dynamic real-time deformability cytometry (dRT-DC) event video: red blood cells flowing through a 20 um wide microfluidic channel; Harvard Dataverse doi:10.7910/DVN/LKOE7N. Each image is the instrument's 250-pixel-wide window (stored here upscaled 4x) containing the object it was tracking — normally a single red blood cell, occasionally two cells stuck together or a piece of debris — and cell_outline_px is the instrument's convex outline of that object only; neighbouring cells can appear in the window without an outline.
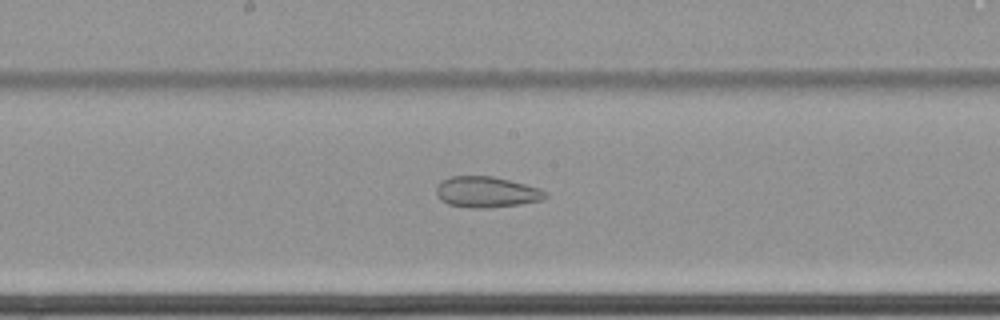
{"species": "common noctule bat (a hibernating species)", "species_latin": "Nyctalus noctula", "temperature_condition": "cold", "stored_images_in_passage": 64, "camera_frame_rate_fps": 3000, "um_per_image_px": 0.085, "animal": {"sex": "female", "body_mass_g": 22.7, "forearm_length_mm": 54.2}, "frame": {"image": 1, "passage_image": 37, "time_ms": 12.0, "image_size_px": [1000, 320], "cell_outline_px": [[548, 196], [544, 200], [520, 204], [488, 208], [472, 208], [448, 204], [440, 200], [436, 196], [436, 188], [444, 180], [452, 176], [492, 176], [540, 188], [548, 192]], "centroid_in_image_um": [41.38, 16.33], "position_along_channel_um": 206.8, "area_um2": 19.65}}
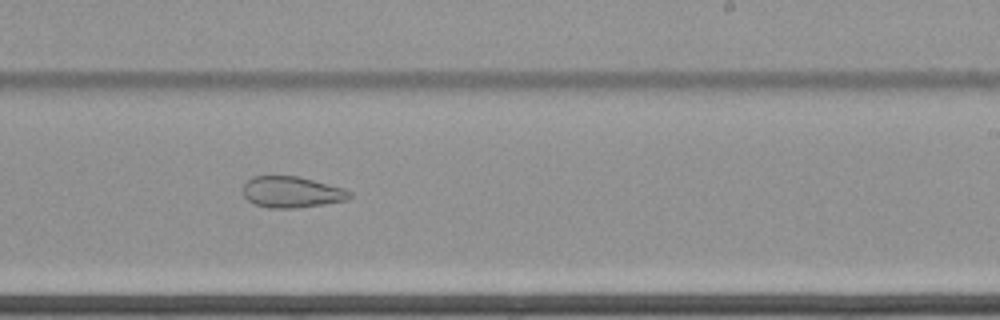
{"frame": {"image": 2, "passage_image": 42, "time_ms": 13.667, "image_size_px": [1000, 320], "cell_outline_px": [[352, 196], [348, 200], [324, 204], [296, 208], [268, 208], [256, 204], [248, 200], [244, 196], [244, 184], [252, 176], [296, 176], [344, 188], [352, 192]], "centroid_in_image_um": [24.82, 16.33], "position_along_channel_um": 264.2, "area_um2": 19.31}}
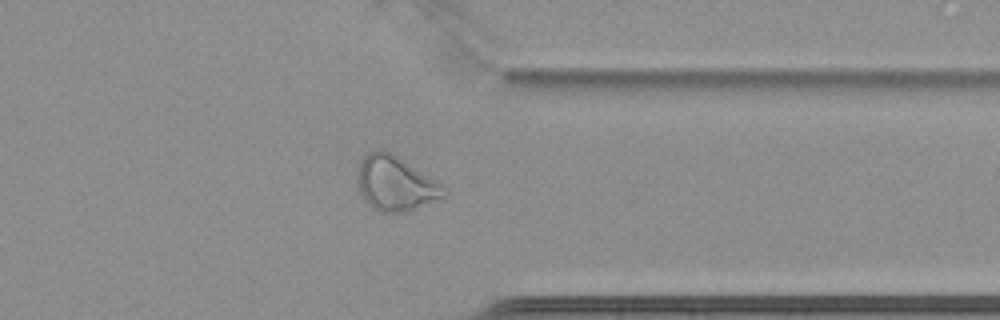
{"frame": {"image": 3, "passage_image": 52, "time_ms": 17.0, "image_size_px": [1000, 320], "cell_outline_px": [[448, 192], [444, 196], [412, 208], [396, 212], [380, 212], [372, 208], [368, 204], [360, 192], [356, 180], [356, 172], [360, 160], [364, 156], [380, 148], [384, 148], [392, 152], [448, 188]], "centroid_in_image_um": [33.56, 15.55], "position_along_channel_um": 377.8, "area_um2": 27.34}, "authors_computed_cell_mechanics": {"area_um2": 29.9115, "velocity_mm_per_s": 3.4572, "shape_relaxation_time_tau1_ms": null, "shape_relaxation_time_tau2_ms": 3.2765, "deformation_change_tau1": null, "deformation_change_tau2": 0.0897}}